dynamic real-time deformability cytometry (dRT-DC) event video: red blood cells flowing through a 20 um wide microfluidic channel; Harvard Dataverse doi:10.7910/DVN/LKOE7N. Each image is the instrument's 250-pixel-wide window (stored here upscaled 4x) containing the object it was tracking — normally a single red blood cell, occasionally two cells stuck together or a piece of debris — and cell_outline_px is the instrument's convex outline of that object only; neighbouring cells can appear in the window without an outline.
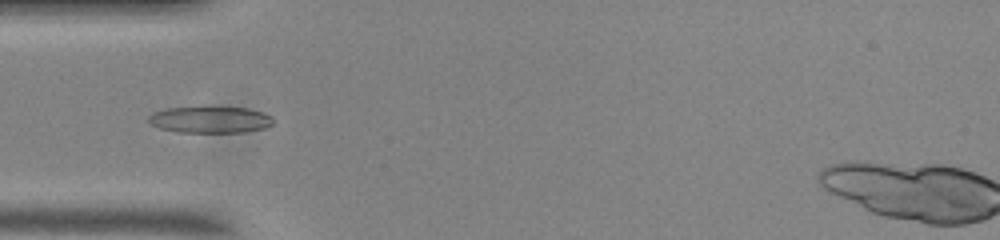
{"species": "common noctule bat (a hibernating species)", "species_latin": "Nyctalus noctula", "temperature_condition": "room temperature", "stored_images_in_passage": 40, "camera_frame_rate_fps": 3000, "um_per_image_px": 0.085, "animal": {"sex": "male", "body_mass_g": 20.0, "forearm_length_mm": 53.3}, "frame": {"image": 1, "passage_image": 2, "time_ms": 0.333, "image_size_px": [1000, 240], "cell_outline_px": [[272, 124], [264, 128], [244, 132], [176, 132], [160, 128], [148, 124], [148, 116], [152, 112], [164, 108], [204, 104], [212, 104], [248, 108], [272, 116]], "centroid_in_image_um": [17.78, 10.11], "position_along_channel_um": 67.2, "area_um2": 20.4}}
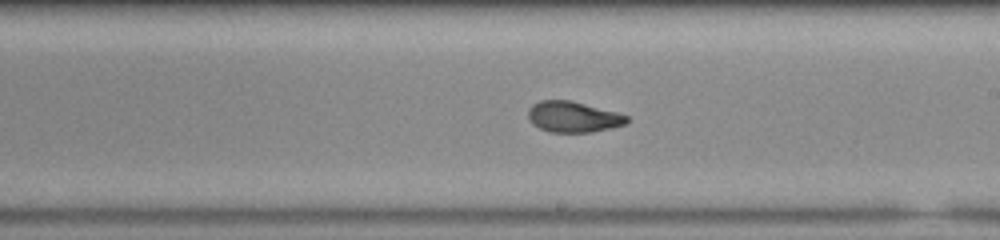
{"frame": {"image": 2, "passage_image": 16, "time_ms": 5.0, "image_size_px": [1000, 240], "cell_outline_px": [[628, 124], [592, 132], [548, 132], [532, 124], [528, 116], [528, 108], [532, 104], [540, 100], [572, 100], [616, 112], [628, 116]], "centroid_in_image_um": [48.71, 9.93], "position_along_channel_um": 240.3, "area_um2": 17.86}}
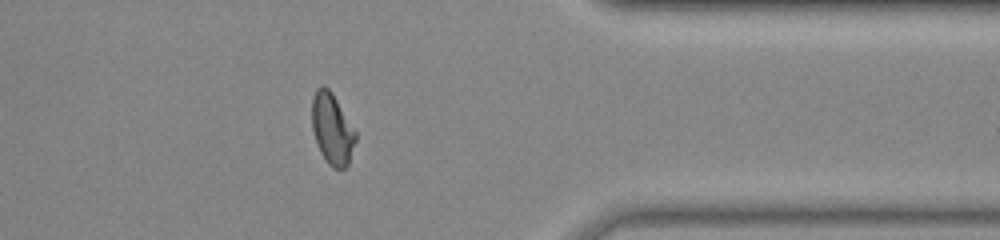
{"frame": {"image": 3, "passage_image": 29, "time_ms": 9.333, "image_size_px": [1000, 240], "cell_outline_px": [[356, 140], [348, 164], [344, 168], [332, 168], [328, 164], [320, 152], [316, 144], [312, 128], [312, 100], [316, 88], [320, 84], [324, 84], [332, 92], [356, 132]], "centroid_in_image_um": [28.21, 10.94], "position_along_channel_um": 383.2, "area_um2": 18.15}}